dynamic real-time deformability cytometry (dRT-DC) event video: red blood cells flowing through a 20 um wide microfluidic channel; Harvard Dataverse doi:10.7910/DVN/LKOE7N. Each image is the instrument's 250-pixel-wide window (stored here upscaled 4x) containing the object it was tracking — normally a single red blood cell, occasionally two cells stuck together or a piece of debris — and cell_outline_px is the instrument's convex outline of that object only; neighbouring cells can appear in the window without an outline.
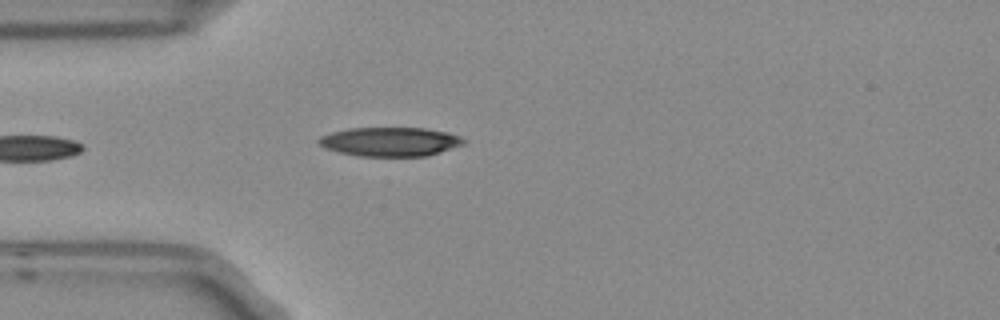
{"species": "Egyptian fruit bat (a non-hibernating species)", "species_latin": "Rousettus aegyptiacus", "temperature_condition": "room temperature", "stored_images_in_passage": 4, "camera_frame_rate_fps": 3000, "um_per_image_px": 0.085, "frame": {"image": 1, "passage_image": 4, "time_ms": 1.0, "image_size_px": [1000, 320], "cell_outline_px": [[464, 144], [424, 156], [360, 156], [340, 152], [324, 148], [316, 140], [320, 136], [332, 132], [348, 128], [424, 128], [448, 132], [460, 136], [464, 140]], "centroid_in_image_um": [33.12, 12.03], "position_along_channel_um": 51.9, "area_um2": 24.33}}